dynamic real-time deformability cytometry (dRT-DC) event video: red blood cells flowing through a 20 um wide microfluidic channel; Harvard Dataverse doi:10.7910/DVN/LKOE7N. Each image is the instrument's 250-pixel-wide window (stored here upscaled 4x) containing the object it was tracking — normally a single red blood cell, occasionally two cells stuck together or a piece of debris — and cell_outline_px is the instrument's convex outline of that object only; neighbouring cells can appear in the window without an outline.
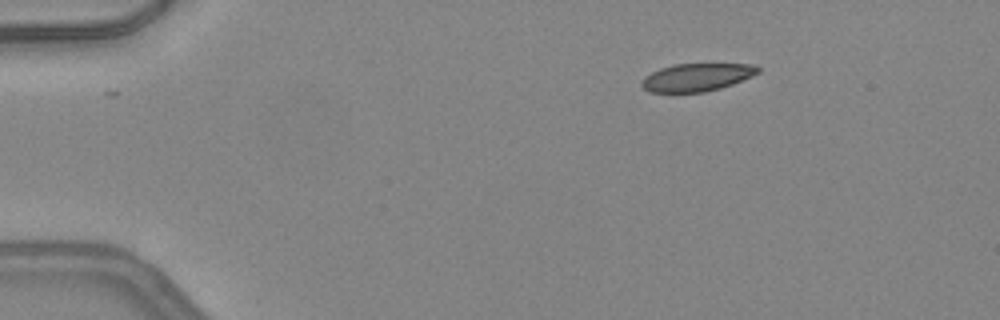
{"species": "common noctule bat (a hibernating species)", "species_latin": "Nyctalus noctula", "temperature_condition": "warm", "stored_images_in_passage": 42, "camera_frame_rate_fps": 3000, "um_per_image_px": 0.085, "animal": {"sex": "female", "body_mass_g": 24.6, "forearm_length_mm": 56.2}, "frame": {"image": 1, "passage_image": 1, "time_ms": 0.0, "image_size_px": [1000, 320], "cell_outline_px": [[760, 72], [752, 76], [732, 84], [720, 88], [704, 92], [648, 92], [640, 84], [640, 80], [644, 76], [660, 68], [676, 64], [756, 64], [760, 68]], "centroid_in_image_um": [59.21, 6.57], "position_along_channel_um": 25.8, "area_um2": 18.9}}
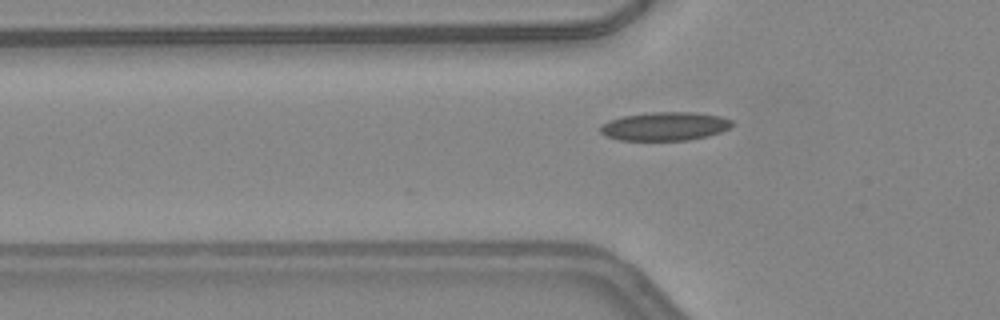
{"frame": {"image": 2, "passage_image": 10, "time_ms": 3.0, "image_size_px": [1000, 320], "cell_outline_px": [[732, 124], [728, 128], [720, 132], [708, 136], [688, 140], [620, 140], [604, 136], [600, 132], [600, 128], [608, 120], [624, 116], [652, 112], [696, 112], [720, 116], [732, 120]], "centroid_in_image_um": [56.51, 10.73], "position_along_channel_um": 69.3, "area_um2": 21.85}}
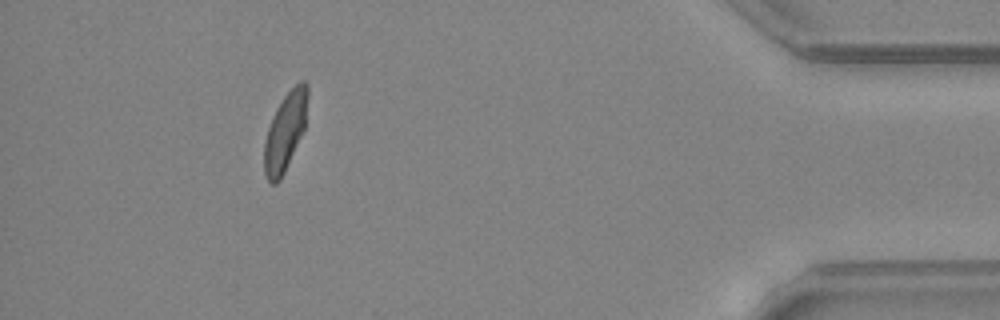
{"frame": {"image": 3, "passage_image": 38, "time_ms": 12.333, "image_size_px": [1000, 320], "cell_outline_px": [[308, 96], [304, 128], [284, 172], [280, 180], [276, 184], [272, 184], [268, 180], [264, 172], [264, 140], [268, 128], [276, 108], [284, 96], [300, 80], [304, 80], [308, 84]], "centroid_in_image_um": [24.23, 11.17], "position_along_channel_um": 411.0, "area_um2": 19.48}, "authors_computed_cell_mechanics": {"area_um2": 20.7213, "velocity_mm_per_s": 4.2475, "shape_relaxation_time_tau1_ms": 6.759, "shape_relaxation_time_tau2_ms": 0.9668, "deformation_change_tau1": 0.1733, "deformation_change_tau2": 0.0541}}